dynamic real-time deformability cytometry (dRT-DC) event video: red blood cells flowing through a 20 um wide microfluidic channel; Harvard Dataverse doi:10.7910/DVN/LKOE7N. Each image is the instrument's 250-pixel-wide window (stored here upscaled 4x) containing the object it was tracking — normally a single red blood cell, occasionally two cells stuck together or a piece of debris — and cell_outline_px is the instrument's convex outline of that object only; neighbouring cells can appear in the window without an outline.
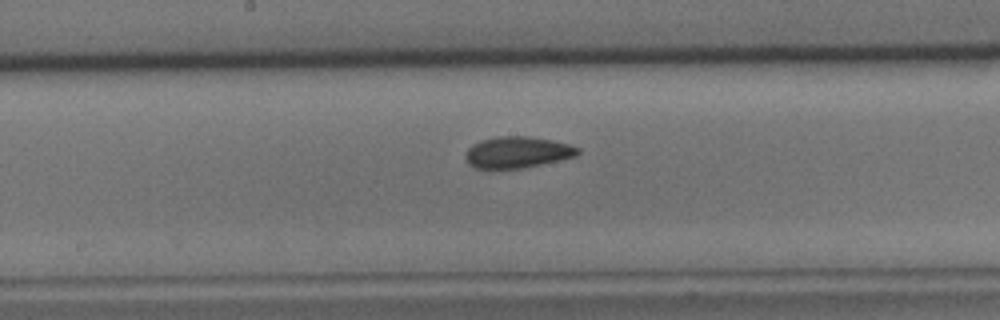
{"species": "common noctule bat (a hibernating species)", "species_latin": "Nyctalus noctula", "temperature_condition": "cold", "stored_images_in_passage": 30, "camera_frame_rate_fps": 3000, "um_per_image_px": 0.085, "animal": {"sex": "male", "body_mass_g": 15.6}, "frame": {"image": 1, "passage_image": 15, "time_ms": 4.667, "image_size_px": [1000, 320], "cell_outline_px": [[580, 152], [576, 156], [524, 168], [492, 172], [476, 168], [468, 164], [464, 156], [468, 148], [472, 144], [480, 140], [496, 136], [528, 136], [552, 140], [568, 144], [580, 148]], "centroid_in_image_um": [43.9, 12.98], "position_along_channel_um": 204.3, "area_um2": 21.27}}
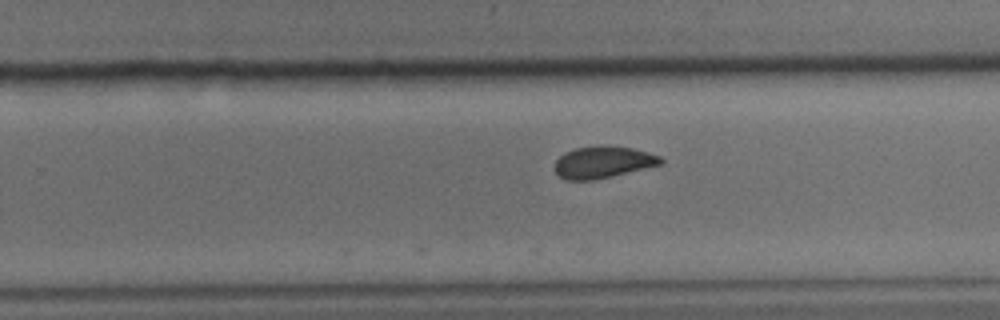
{"frame": {"image": 2, "passage_image": 21, "time_ms": 6.667, "image_size_px": [1000, 320], "cell_outline_px": [[664, 160], [660, 164], [592, 180], [564, 180], [556, 172], [556, 160], [564, 152], [576, 148], [596, 144], [604, 144], [632, 148], [648, 152], [660, 156]], "centroid_in_image_um": [51.22, 13.75], "position_along_channel_um": 278.6, "area_um2": 19.54}}
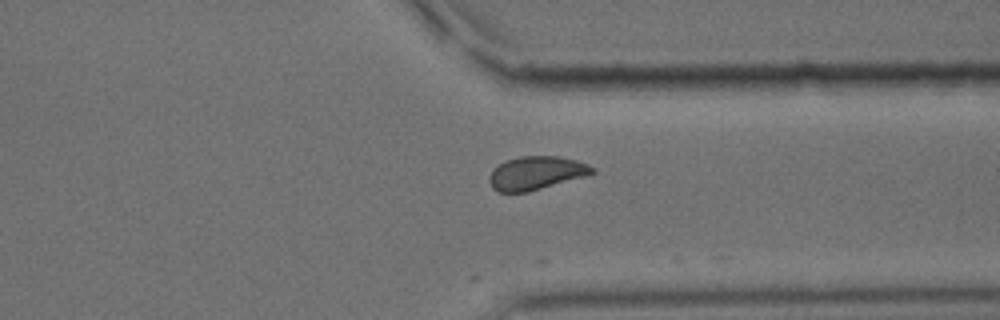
{"frame": {"image": 3, "passage_image": 28, "time_ms": 9.0, "image_size_px": [1000, 320], "cell_outline_px": [[596, 172], [588, 176], [528, 192], [496, 192], [492, 188], [488, 180], [488, 176], [504, 160], [520, 156], [560, 156], [576, 160], [588, 164], [596, 168]], "centroid_in_image_um": [45.61, 14.71], "position_along_channel_um": 365.8, "area_um2": 20.35}, "authors_computed_cell_mechanics": {"area_um2": 20.3745, "velocity_mm_per_s": 3.7361, "shape_relaxation_time_tau1_ms": null, "shape_relaxation_time_tau2_ms": 1.8197, "deformation_change_tau1": null, "deformation_change_tau2": 0.0565}}